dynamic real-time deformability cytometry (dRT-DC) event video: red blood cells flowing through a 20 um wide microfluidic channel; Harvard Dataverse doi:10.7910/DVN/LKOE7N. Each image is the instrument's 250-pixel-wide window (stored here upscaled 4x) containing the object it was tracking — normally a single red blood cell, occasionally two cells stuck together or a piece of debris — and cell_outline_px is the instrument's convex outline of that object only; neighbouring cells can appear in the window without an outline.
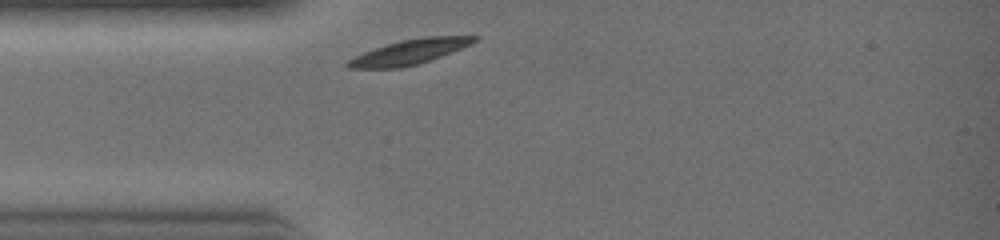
{"species": "common noctule bat (a hibernating species)", "species_latin": "Nyctalus noctula", "temperature_condition": "warm", "stored_images_in_passage": 19, "camera_frame_rate_fps": 3000, "um_per_image_px": 0.085, "animal": {"sex": "female", "body_mass_g": 19.0, "forearm_length_mm": 51.5}, "frame": {"image": 1, "passage_image": 1, "time_ms": 0.0, "image_size_px": [1000, 240], "cell_outline_px": [[480, 40], [472, 44], [440, 56], [416, 64], [400, 68], [348, 68], [344, 64], [348, 60], [364, 52], [400, 40], [424, 36], [480, 36]], "centroid_in_image_um": [34.84, 4.4], "position_along_channel_um": 50.2, "area_um2": 18.09}}
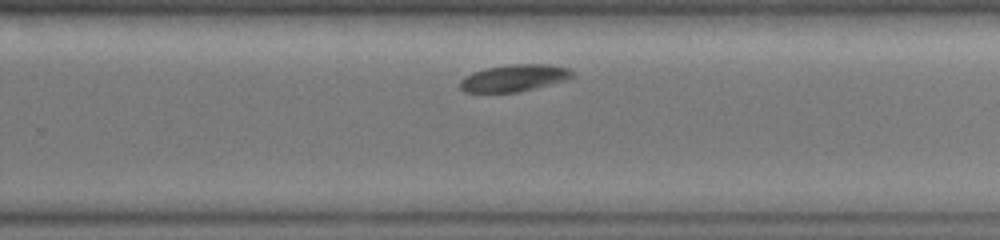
{"frame": {"image": 2, "passage_image": 13, "time_ms": 4.0, "image_size_px": [1000, 240], "cell_outline_px": [[572, 76], [564, 80], [516, 92], [464, 92], [460, 88], [460, 80], [464, 76], [472, 72], [488, 68], [512, 64], [552, 64], [568, 68], [572, 72]], "centroid_in_image_um": [43.65, 6.62], "position_along_channel_um": 286.2, "area_um2": 17.28}}
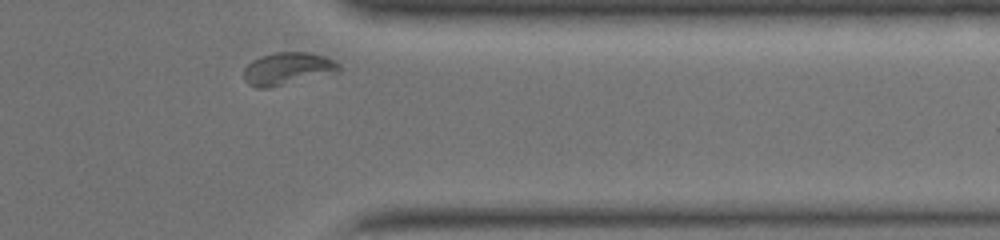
{"frame": {"image": 3, "passage_image": 18, "time_ms": 5.667, "image_size_px": [1000, 240], "cell_outline_px": [[340, 72], [268, 88], [256, 88], [248, 84], [244, 80], [244, 68], [252, 60], [260, 56], [276, 52], [308, 52], [324, 56], [336, 60], [340, 64]], "centroid_in_image_um": [24.46, 5.83], "position_along_channel_um": 386.9, "area_um2": 18.21}}